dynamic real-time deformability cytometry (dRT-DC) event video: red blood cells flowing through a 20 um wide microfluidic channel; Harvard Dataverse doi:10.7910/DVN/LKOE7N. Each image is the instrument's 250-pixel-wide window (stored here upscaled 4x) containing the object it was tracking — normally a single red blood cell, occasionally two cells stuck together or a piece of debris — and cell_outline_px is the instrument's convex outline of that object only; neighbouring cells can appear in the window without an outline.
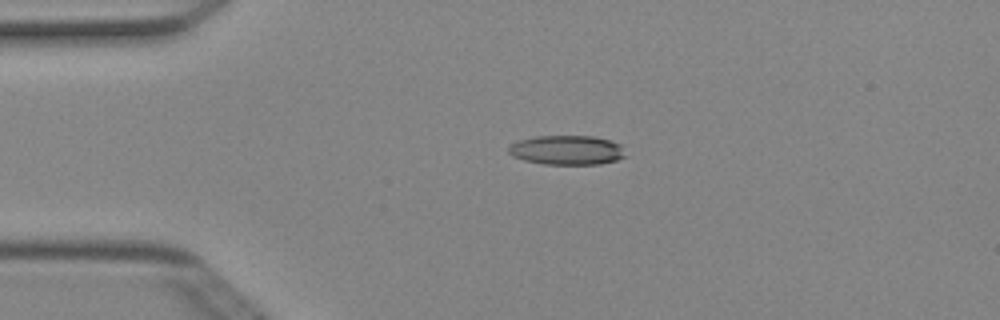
{"species": "Egyptian fruit bat (a non-hibernating species)", "species_latin": "Rousettus aegyptiacus", "temperature_condition": "cold", "stored_images_in_passage": 4, "camera_frame_rate_fps": 3000, "um_per_image_px": 0.085, "animal": {"sex": "female"}, "frame": {"image": 1, "passage_image": 3, "time_ms": 0.667, "image_size_px": [1000, 320], "cell_outline_px": [[628, 156], [616, 160], [600, 164], [544, 164], [524, 160], [512, 156], [508, 152], [508, 148], [512, 144], [520, 140], [536, 136], [592, 136], [608, 140], [620, 144]], "centroid_in_image_um": [48.21, 12.76], "position_along_channel_um": 36.8, "area_um2": 20.0}}